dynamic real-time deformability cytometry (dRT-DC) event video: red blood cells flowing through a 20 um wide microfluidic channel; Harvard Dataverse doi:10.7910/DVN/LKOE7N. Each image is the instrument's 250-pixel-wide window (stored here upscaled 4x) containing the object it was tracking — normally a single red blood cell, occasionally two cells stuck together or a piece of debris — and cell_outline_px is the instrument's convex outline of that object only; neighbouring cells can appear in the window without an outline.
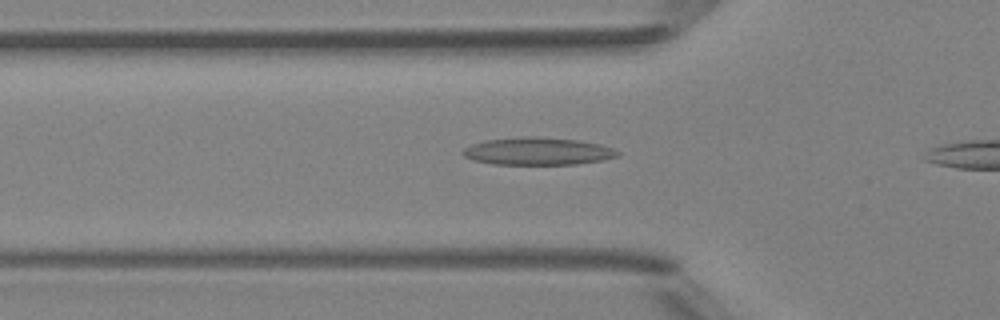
{"species": "Egyptian fruit bat (a non-hibernating species)", "species_latin": "Rousettus aegyptiacus", "temperature_condition": "room temperature", "stored_images_in_passage": 17, "camera_frame_rate_fps": 3000, "um_per_image_px": 0.085, "animal": {"sex": "female"}, "frame": {"image": 1, "passage_image": 6, "time_ms": 1.667, "image_size_px": [1000, 320], "cell_outline_px": [[620, 152], [616, 156], [604, 160], [576, 164], [492, 164], [472, 160], [464, 156], [460, 152], [464, 148], [472, 144], [484, 140], [524, 136], [580, 140], [600, 144], [612, 148]], "centroid_in_image_um": [45.67, 12.86], "position_along_channel_um": 80.1, "area_um2": 24.8}}
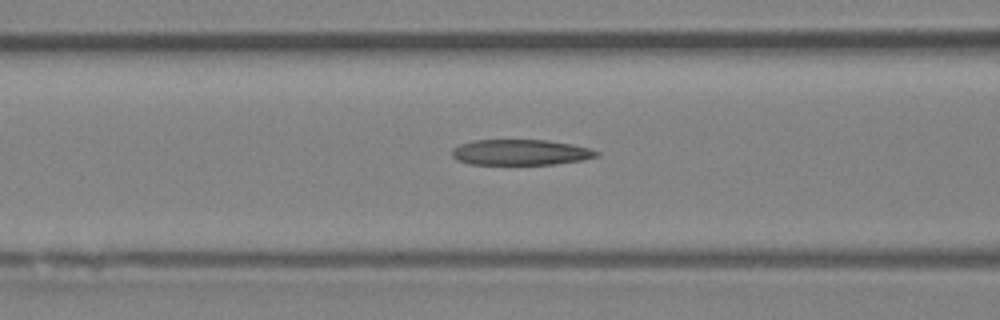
{"frame": {"image": 2, "passage_image": 9, "time_ms": 2.667, "image_size_px": [1000, 320], "cell_outline_px": [[600, 152], [596, 156], [584, 160], [556, 164], [468, 164], [456, 160], [452, 156], [452, 148], [460, 144], [472, 140], [548, 140], [572, 144], [588, 148]], "centroid_in_image_um": [44.22, 12.95], "position_along_channel_um": 122.4, "area_um2": 21.68}}
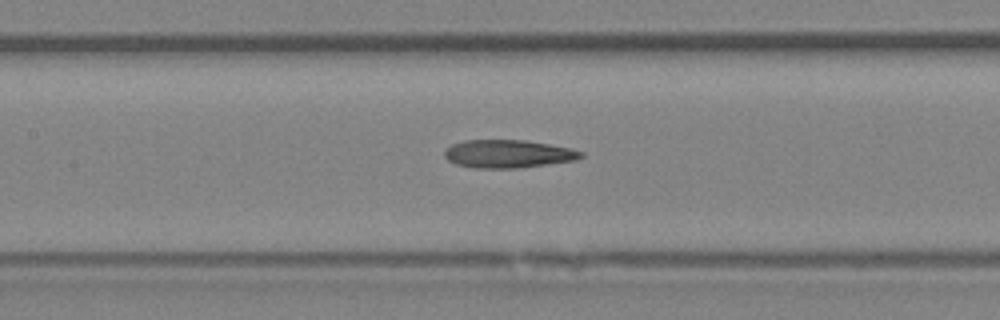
{"frame": {"image": 3, "passage_image": 12, "time_ms": 3.667, "image_size_px": [1000, 320], "cell_outline_px": [[584, 156], [576, 160], [520, 168], [472, 168], [456, 164], [448, 160], [444, 156], [444, 152], [452, 144], [464, 140], [524, 140], [548, 144], [568, 148], [584, 152]], "centroid_in_image_um": [43.18, 13.08], "position_along_channel_um": 164.2, "area_um2": 22.25}}